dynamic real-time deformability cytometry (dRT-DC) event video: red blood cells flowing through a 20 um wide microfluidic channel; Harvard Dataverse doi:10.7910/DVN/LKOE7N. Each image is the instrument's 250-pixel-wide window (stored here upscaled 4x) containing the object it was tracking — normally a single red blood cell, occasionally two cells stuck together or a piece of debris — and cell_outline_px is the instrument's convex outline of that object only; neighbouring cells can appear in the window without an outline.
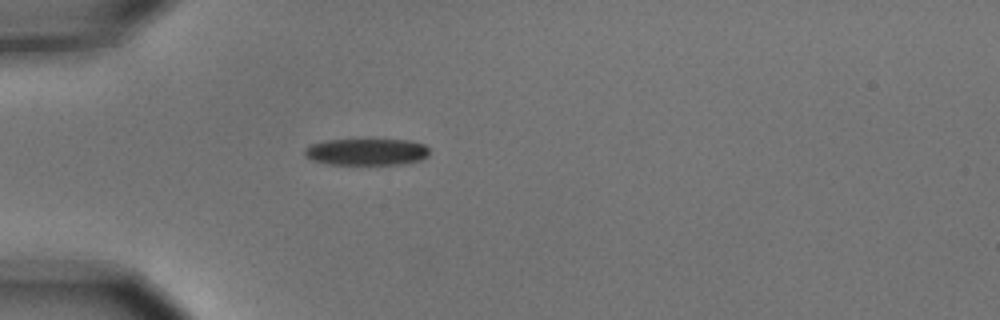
{"species": "common noctule bat (a hibernating species)", "species_latin": "Nyctalus noctula", "temperature_condition": "cold", "stored_images_in_passage": 6, "camera_frame_rate_fps": 3000, "um_per_image_px": 0.085, "animal": {"sex": "male", "body_mass_g": 15.6}, "frame": {"image": 1, "passage_image": 6, "time_ms": 1.667, "image_size_px": [1000, 320], "cell_outline_px": [[428, 156], [420, 160], [400, 164], [324, 164], [312, 160], [304, 156], [304, 148], [308, 144], [324, 140], [412, 140], [424, 144], [428, 148]], "centroid_in_image_um": [31.1, 12.9], "position_along_channel_um": 53.9, "area_um2": 19.59}}